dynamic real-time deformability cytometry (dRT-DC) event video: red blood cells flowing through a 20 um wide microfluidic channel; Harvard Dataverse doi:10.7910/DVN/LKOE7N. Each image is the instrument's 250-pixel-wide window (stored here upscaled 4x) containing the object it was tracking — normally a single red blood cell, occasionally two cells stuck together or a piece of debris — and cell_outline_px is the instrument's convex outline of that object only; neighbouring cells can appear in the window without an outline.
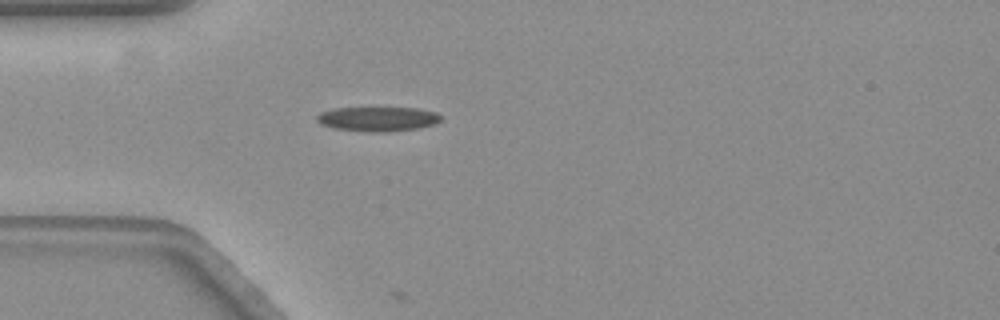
{"species": "common noctule bat (a hibernating species)", "species_latin": "Nyctalus noctula", "temperature_condition": "warm", "stored_images_in_passage": 39, "camera_frame_rate_fps": 3000, "um_per_image_px": 0.085, "animal": {"sex": "female", "body_mass_g": 19.3, "forearm_length_mm": 54.1}, "frame": {"image": 1, "passage_image": 1, "time_ms": 0.0, "image_size_px": [1000, 320], "cell_outline_px": [[440, 120], [432, 124], [416, 128], [384, 132], [368, 132], [336, 128], [320, 124], [316, 120], [316, 116], [320, 112], [336, 108], [416, 108], [436, 112], [440, 116]], "centroid_in_image_um": [32.06, 10.1], "position_along_channel_um": 52.9, "area_um2": 17.46}}
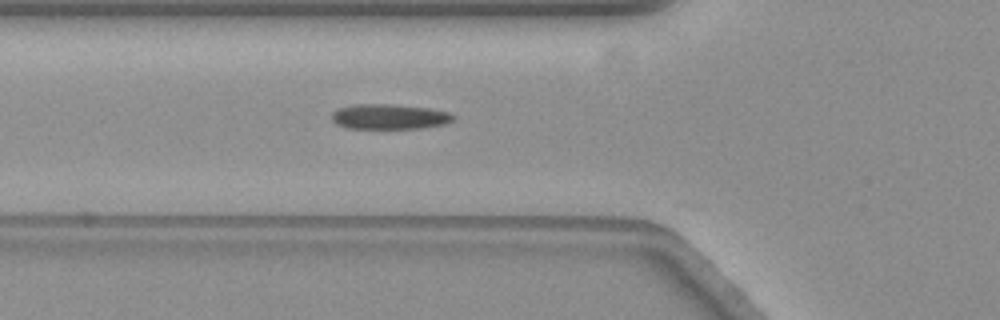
{"frame": {"image": 2, "passage_image": 5, "time_ms": 1.333, "image_size_px": [1000, 320], "cell_outline_px": [[456, 116], [452, 120], [444, 124], [420, 128], [348, 128], [336, 124], [332, 120], [332, 112], [340, 108], [352, 104], [388, 104], [428, 108], [448, 112]], "centroid_in_image_um": [33.07, 9.91], "position_along_channel_um": 92.7, "area_um2": 17.63}}
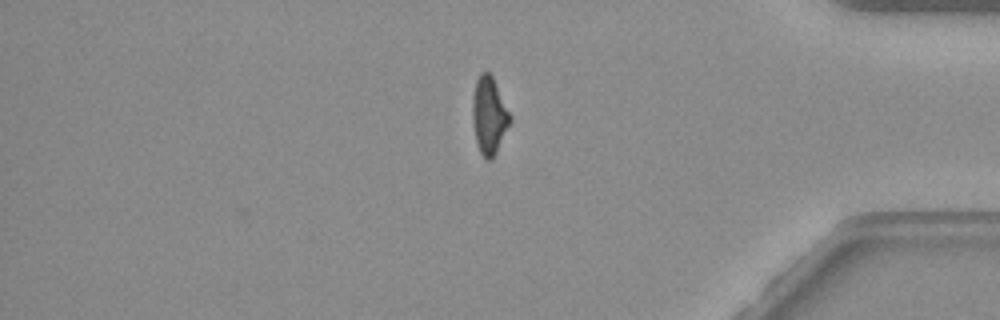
{"frame": {"image": 3, "passage_image": 33, "time_ms": 10.667, "image_size_px": [1000, 320], "cell_outline_px": [[512, 120], [492, 160], [484, 160], [480, 152], [476, 140], [472, 120], [472, 96], [476, 80], [480, 72], [488, 72], [492, 76], [512, 116]], "centroid_in_image_um": [41.57, 9.82], "position_along_channel_um": 393.6, "area_um2": 17.05}, "authors_computed_cell_mechanics": {"area_um2": 17.34, "velocity_mm_per_s": 3.5299, "shape_relaxation_time_tau1_ms": 6.4079, "shape_relaxation_time_tau2_ms": 2.0174, "deformation_change_tau1": 0.1937, "deformation_change_tau2": 0.0724}}